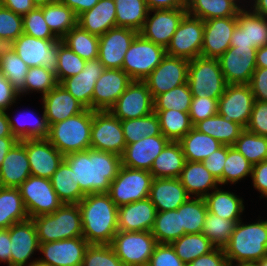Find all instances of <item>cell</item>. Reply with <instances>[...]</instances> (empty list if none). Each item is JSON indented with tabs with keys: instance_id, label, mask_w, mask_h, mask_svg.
I'll use <instances>...</instances> for the list:
<instances>
[{
	"instance_id": "3957f363",
	"label": "cell",
	"mask_w": 267,
	"mask_h": 266,
	"mask_svg": "<svg viewBox=\"0 0 267 266\" xmlns=\"http://www.w3.org/2000/svg\"><path fill=\"white\" fill-rule=\"evenodd\" d=\"M228 265L258 262L267 255V219L235 225L228 244L223 248Z\"/></svg>"
},
{
	"instance_id": "11a10c76",
	"label": "cell",
	"mask_w": 267,
	"mask_h": 266,
	"mask_svg": "<svg viewBox=\"0 0 267 266\" xmlns=\"http://www.w3.org/2000/svg\"><path fill=\"white\" fill-rule=\"evenodd\" d=\"M238 221L226 220L212 213H207L202 233L216 248H224L234 231Z\"/></svg>"
},
{
	"instance_id": "f6af8a7d",
	"label": "cell",
	"mask_w": 267,
	"mask_h": 266,
	"mask_svg": "<svg viewBox=\"0 0 267 266\" xmlns=\"http://www.w3.org/2000/svg\"><path fill=\"white\" fill-rule=\"evenodd\" d=\"M160 122L161 133L169 140L178 142L192 128L189 113L178 110H154Z\"/></svg>"
},
{
	"instance_id": "6f0895ef",
	"label": "cell",
	"mask_w": 267,
	"mask_h": 266,
	"mask_svg": "<svg viewBox=\"0 0 267 266\" xmlns=\"http://www.w3.org/2000/svg\"><path fill=\"white\" fill-rule=\"evenodd\" d=\"M86 64V60L75 54L62 40H59L58 59L55 71V77L58 84L64 79L77 75Z\"/></svg>"
},
{
	"instance_id": "4316f807",
	"label": "cell",
	"mask_w": 267,
	"mask_h": 266,
	"mask_svg": "<svg viewBox=\"0 0 267 266\" xmlns=\"http://www.w3.org/2000/svg\"><path fill=\"white\" fill-rule=\"evenodd\" d=\"M104 69L103 64L98 58L86 61L81 72L64 79L60 84L86 109L92 110V96L95 83Z\"/></svg>"
},
{
	"instance_id": "7dc6e473",
	"label": "cell",
	"mask_w": 267,
	"mask_h": 266,
	"mask_svg": "<svg viewBox=\"0 0 267 266\" xmlns=\"http://www.w3.org/2000/svg\"><path fill=\"white\" fill-rule=\"evenodd\" d=\"M151 234L159 244H171L185 235L184 229L181 228L180 212L178 210L157 212Z\"/></svg>"
},
{
	"instance_id": "7402d4cb",
	"label": "cell",
	"mask_w": 267,
	"mask_h": 266,
	"mask_svg": "<svg viewBox=\"0 0 267 266\" xmlns=\"http://www.w3.org/2000/svg\"><path fill=\"white\" fill-rule=\"evenodd\" d=\"M20 142L26 148L31 175L51 179L64 160V155L47 138L24 139Z\"/></svg>"
},
{
	"instance_id": "484cf974",
	"label": "cell",
	"mask_w": 267,
	"mask_h": 266,
	"mask_svg": "<svg viewBox=\"0 0 267 266\" xmlns=\"http://www.w3.org/2000/svg\"><path fill=\"white\" fill-rule=\"evenodd\" d=\"M170 141L163 135L147 136L136 143L126 145L122 165L131 169L150 171L156 157Z\"/></svg>"
},
{
	"instance_id": "f5cc1de1",
	"label": "cell",
	"mask_w": 267,
	"mask_h": 266,
	"mask_svg": "<svg viewBox=\"0 0 267 266\" xmlns=\"http://www.w3.org/2000/svg\"><path fill=\"white\" fill-rule=\"evenodd\" d=\"M57 84L53 69L44 66L31 67L25 77L24 88L18 94L21 97V95L38 92L44 96Z\"/></svg>"
},
{
	"instance_id": "ffe728a7",
	"label": "cell",
	"mask_w": 267,
	"mask_h": 266,
	"mask_svg": "<svg viewBox=\"0 0 267 266\" xmlns=\"http://www.w3.org/2000/svg\"><path fill=\"white\" fill-rule=\"evenodd\" d=\"M139 34L127 27H114L99 36L98 59L104 68L122 69L125 53Z\"/></svg>"
},
{
	"instance_id": "e575fe53",
	"label": "cell",
	"mask_w": 267,
	"mask_h": 266,
	"mask_svg": "<svg viewBox=\"0 0 267 266\" xmlns=\"http://www.w3.org/2000/svg\"><path fill=\"white\" fill-rule=\"evenodd\" d=\"M185 163L180 143L170 141L156 157L149 172L153 178H178Z\"/></svg>"
},
{
	"instance_id": "680465c9",
	"label": "cell",
	"mask_w": 267,
	"mask_h": 266,
	"mask_svg": "<svg viewBox=\"0 0 267 266\" xmlns=\"http://www.w3.org/2000/svg\"><path fill=\"white\" fill-rule=\"evenodd\" d=\"M23 16H20L4 6H0V41L9 46L23 34Z\"/></svg>"
},
{
	"instance_id": "5803f987",
	"label": "cell",
	"mask_w": 267,
	"mask_h": 266,
	"mask_svg": "<svg viewBox=\"0 0 267 266\" xmlns=\"http://www.w3.org/2000/svg\"><path fill=\"white\" fill-rule=\"evenodd\" d=\"M30 266H46V265L36 262V263H32Z\"/></svg>"
},
{
	"instance_id": "03108f58",
	"label": "cell",
	"mask_w": 267,
	"mask_h": 266,
	"mask_svg": "<svg viewBox=\"0 0 267 266\" xmlns=\"http://www.w3.org/2000/svg\"><path fill=\"white\" fill-rule=\"evenodd\" d=\"M226 158L227 145H222L202 161L206 169L217 179L220 186H222V174Z\"/></svg>"
},
{
	"instance_id": "9f6ffc18",
	"label": "cell",
	"mask_w": 267,
	"mask_h": 266,
	"mask_svg": "<svg viewBox=\"0 0 267 266\" xmlns=\"http://www.w3.org/2000/svg\"><path fill=\"white\" fill-rule=\"evenodd\" d=\"M252 164L233 146L227 145V158L224 163L222 185L236 184L251 176Z\"/></svg>"
},
{
	"instance_id": "52a82bcc",
	"label": "cell",
	"mask_w": 267,
	"mask_h": 266,
	"mask_svg": "<svg viewBox=\"0 0 267 266\" xmlns=\"http://www.w3.org/2000/svg\"><path fill=\"white\" fill-rule=\"evenodd\" d=\"M157 244L149 231L118 230L110 245L124 266H147Z\"/></svg>"
},
{
	"instance_id": "8c879c8a",
	"label": "cell",
	"mask_w": 267,
	"mask_h": 266,
	"mask_svg": "<svg viewBox=\"0 0 267 266\" xmlns=\"http://www.w3.org/2000/svg\"><path fill=\"white\" fill-rule=\"evenodd\" d=\"M149 10L154 9H187L186 0H145Z\"/></svg>"
},
{
	"instance_id": "d6a6232c",
	"label": "cell",
	"mask_w": 267,
	"mask_h": 266,
	"mask_svg": "<svg viewBox=\"0 0 267 266\" xmlns=\"http://www.w3.org/2000/svg\"><path fill=\"white\" fill-rule=\"evenodd\" d=\"M178 179L188 195L194 198H204L220 185L202 162L186 161Z\"/></svg>"
},
{
	"instance_id": "67dfc351",
	"label": "cell",
	"mask_w": 267,
	"mask_h": 266,
	"mask_svg": "<svg viewBox=\"0 0 267 266\" xmlns=\"http://www.w3.org/2000/svg\"><path fill=\"white\" fill-rule=\"evenodd\" d=\"M232 3H234L240 10H247V8H248V6L250 5V1H251V5H252V1L253 0H249V1H246V0H242V1H244V2H247V3H249V4H247L246 5V7H245V5L244 4H242V5H240L239 3H242V1L241 0H230ZM239 2V3H238Z\"/></svg>"
},
{
	"instance_id": "83f0119b",
	"label": "cell",
	"mask_w": 267,
	"mask_h": 266,
	"mask_svg": "<svg viewBox=\"0 0 267 266\" xmlns=\"http://www.w3.org/2000/svg\"><path fill=\"white\" fill-rule=\"evenodd\" d=\"M41 98L49 126L73 117L86 109L61 84H57Z\"/></svg>"
},
{
	"instance_id": "603a6c76",
	"label": "cell",
	"mask_w": 267,
	"mask_h": 266,
	"mask_svg": "<svg viewBox=\"0 0 267 266\" xmlns=\"http://www.w3.org/2000/svg\"><path fill=\"white\" fill-rule=\"evenodd\" d=\"M267 45V18L251 9L240 10L237 25L232 32L230 47H254Z\"/></svg>"
},
{
	"instance_id": "003e7915",
	"label": "cell",
	"mask_w": 267,
	"mask_h": 266,
	"mask_svg": "<svg viewBox=\"0 0 267 266\" xmlns=\"http://www.w3.org/2000/svg\"><path fill=\"white\" fill-rule=\"evenodd\" d=\"M249 86L254 95V100L267 101V68H256Z\"/></svg>"
},
{
	"instance_id": "5b68a950",
	"label": "cell",
	"mask_w": 267,
	"mask_h": 266,
	"mask_svg": "<svg viewBox=\"0 0 267 266\" xmlns=\"http://www.w3.org/2000/svg\"><path fill=\"white\" fill-rule=\"evenodd\" d=\"M31 219L36 227L39 243L83 236L78 204H62L54 213Z\"/></svg>"
},
{
	"instance_id": "09005b40",
	"label": "cell",
	"mask_w": 267,
	"mask_h": 266,
	"mask_svg": "<svg viewBox=\"0 0 267 266\" xmlns=\"http://www.w3.org/2000/svg\"><path fill=\"white\" fill-rule=\"evenodd\" d=\"M250 6L254 13L267 18V0H253Z\"/></svg>"
},
{
	"instance_id": "8fae6325",
	"label": "cell",
	"mask_w": 267,
	"mask_h": 266,
	"mask_svg": "<svg viewBox=\"0 0 267 266\" xmlns=\"http://www.w3.org/2000/svg\"><path fill=\"white\" fill-rule=\"evenodd\" d=\"M90 143L93 149L121 156L127 145L121 120L115 117L109 110H93Z\"/></svg>"
},
{
	"instance_id": "deb4b68c",
	"label": "cell",
	"mask_w": 267,
	"mask_h": 266,
	"mask_svg": "<svg viewBox=\"0 0 267 266\" xmlns=\"http://www.w3.org/2000/svg\"><path fill=\"white\" fill-rule=\"evenodd\" d=\"M32 2L36 7L40 8V7L46 6L48 4L60 2V0H32Z\"/></svg>"
},
{
	"instance_id": "44dd1931",
	"label": "cell",
	"mask_w": 267,
	"mask_h": 266,
	"mask_svg": "<svg viewBox=\"0 0 267 266\" xmlns=\"http://www.w3.org/2000/svg\"><path fill=\"white\" fill-rule=\"evenodd\" d=\"M132 81L122 69L105 68L95 83L92 110H109Z\"/></svg>"
},
{
	"instance_id": "9a60e30c",
	"label": "cell",
	"mask_w": 267,
	"mask_h": 266,
	"mask_svg": "<svg viewBox=\"0 0 267 266\" xmlns=\"http://www.w3.org/2000/svg\"><path fill=\"white\" fill-rule=\"evenodd\" d=\"M88 246L83 236L40 243L39 252L43 257L37 262L46 266H82Z\"/></svg>"
},
{
	"instance_id": "753ad0ef",
	"label": "cell",
	"mask_w": 267,
	"mask_h": 266,
	"mask_svg": "<svg viewBox=\"0 0 267 266\" xmlns=\"http://www.w3.org/2000/svg\"><path fill=\"white\" fill-rule=\"evenodd\" d=\"M2 6L20 16H24L36 8L32 0H3Z\"/></svg>"
},
{
	"instance_id": "f546056e",
	"label": "cell",
	"mask_w": 267,
	"mask_h": 266,
	"mask_svg": "<svg viewBox=\"0 0 267 266\" xmlns=\"http://www.w3.org/2000/svg\"><path fill=\"white\" fill-rule=\"evenodd\" d=\"M189 198L178 178H153L149 199L157 212L177 210Z\"/></svg>"
},
{
	"instance_id": "8992f818",
	"label": "cell",
	"mask_w": 267,
	"mask_h": 266,
	"mask_svg": "<svg viewBox=\"0 0 267 266\" xmlns=\"http://www.w3.org/2000/svg\"><path fill=\"white\" fill-rule=\"evenodd\" d=\"M193 97L219 99L228 85L218 59L199 56L190 60L188 80Z\"/></svg>"
},
{
	"instance_id": "277c9868",
	"label": "cell",
	"mask_w": 267,
	"mask_h": 266,
	"mask_svg": "<svg viewBox=\"0 0 267 266\" xmlns=\"http://www.w3.org/2000/svg\"><path fill=\"white\" fill-rule=\"evenodd\" d=\"M93 110L54 123L49 127L48 141L64 156L91 148Z\"/></svg>"
},
{
	"instance_id": "cb8c5ba5",
	"label": "cell",
	"mask_w": 267,
	"mask_h": 266,
	"mask_svg": "<svg viewBox=\"0 0 267 266\" xmlns=\"http://www.w3.org/2000/svg\"><path fill=\"white\" fill-rule=\"evenodd\" d=\"M9 234L11 266H30L32 263H36L38 258H35L32 262L30 259L35 254L34 252L39 251L40 243L32 219L13 224L9 227Z\"/></svg>"
},
{
	"instance_id": "ee69618b",
	"label": "cell",
	"mask_w": 267,
	"mask_h": 266,
	"mask_svg": "<svg viewBox=\"0 0 267 266\" xmlns=\"http://www.w3.org/2000/svg\"><path fill=\"white\" fill-rule=\"evenodd\" d=\"M171 246L185 264L208 254L216 248L203 233L185 234L173 241Z\"/></svg>"
},
{
	"instance_id": "74e56055",
	"label": "cell",
	"mask_w": 267,
	"mask_h": 266,
	"mask_svg": "<svg viewBox=\"0 0 267 266\" xmlns=\"http://www.w3.org/2000/svg\"><path fill=\"white\" fill-rule=\"evenodd\" d=\"M182 147L186 161L202 162L223 144L210 135L192 128L178 141Z\"/></svg>"
},
{
	"instance_id": "979ff035",
	"label": "cell",
	"mask_w": 267,
	"mask_h": 266,
	"mask_svg": "<svg viewBox=\"0 0 267 266\" xmlns=\"http://www.w3.org/2000/svg\"><path fill=\"white\" fill-rule=\"evenodd\" d=\"M256 68H267V45L256 51Z\"/></svg>"
},
{
	"instance_id": "4dcf8cb0",
	"label": "cell",
	"mask_w": 267,
	"mask_h": 266,
	"mask_svg": "<svg viewBox=\"0 0 267 266\" xmlns=\"http://www.w3.org/2000/svg\"><path fill=\"white\" fill-rule=\"evenodd\" d=\"M31 175L25 146L18 141L7 153L0 167L2 187L18 188Z\"/></svg>"
},
{
	"instance_id": "ba28073f",
	"label": "cell",
	"mask_w": 267,
	"mask_h": 266,
	"mask_svg": "<svg viewBox=\"0 0 267 266\" xmlns=\"http://www.w3.org/2000/svg\"><path fill=\"white\" fill-rule=\"evenodd\" d=\"M152 174L147 170L121 166L107 192L117 207L149 197Z\"/></svg>"
},
{
	"instance_id": "94428289",
	"label": "cell",
	"mask_w": 267,
	"mask_h": 266,
	"mask_svg": "<svg viewBox=\"0 0 267 266\" xmlns=\"http://www.w3.org/2000/svg\"><path fill=\"white\" fill-rule=\"evenodd\" d=\"M83 266H124L111 245L89 244Z\"/></svg>"
},
{
	"instance_id": "9c48e42d",
	"label": "cell",
	"mask_w": 267,
	"mask_h": 266,
	"mask_svg": "<svg viewBox=\"0 0 267 266\" xmlns=\"http://www.w3.org/2000/svg\"><path fill=\"white\" fill-rule=\"evenodd\" d=\"M166 49L138 34L125 53L122 70L132 80L143 81L161 62Z\"/></svg>"
},
{
	"instance_id": "f907efd6",
	"label": "cell",
	"mask_w": 267,
	"mask_h": 266,
	"mask_svg": "<svg viewBox=\"0 0 267 266\" xmlns=\"http://www.w3.org/2000/svg\"><path fill=\"white\" fill-rule=\"evenodd\" d=\"M121 126L127 145L136 143L141 138L147 136H158L162 134L159 118L155 112L140 118L123 120L121 121Z\"/></svg>"
},
{
	"instance_id": "603ad722",
	"label": "cell",
	"mask_w": 267,
	"mask_h": 266,
	"mask_svg": "<svg viewBox=\"0 0 267 266\" xmlns=\"http://www.w3.org/2000/svg\"><path fill=\"white\" fill-rule=\"evenodd\" d=\"M256 263L258 264V266H267V255Z\"/></svg>"
},
{
	"instance_id": "f1b7e54d",
	"label": "cell",
	"mask_w": 267,
	"mask_h": 266,
	"mask_svg": "<svg viewBox=\"0 0 267 266\" xmlns=\"http://www.w3.org/2000/svg\"><path fill=\"white\" fill-rule=\"evenodd\" d=\"M157 210L148 198L118 207V230L151 232Z\"/></svg>"
},
{
	"instance_id": "11e5206c",
	"label": "cell",
	"mask_w": 267,
	"mask_h": 266,
	"mask_svg": "<svg viewBox=\"0 0 267 266\" xmlns=\"http://www.w3.org/2000/svg\"><path fill=\"white\" fill-rule=\"evenodd\" d=\"M60 2L72 9L78 17L81 13L90 10L99 0H60Z\"/></svg>"
},
{
	"instance_id": "b9fcfbb0",
	"label": "cell",
	"mask_w": 267,
	"mask_h": 266,
	"mask_svg": "<svg viewBox=\"0 0 267 266\" xmlns=\"http://www.w3.org/2000/svg\"><path fill=\"white\" fill-rule=\"evenodd\" d=\"M2 137H14V136L11 132L6 111L0 110V138Z\"/></svg>"
},
{
	"instance_id": "db71d44e",
	"label": "cell",
	"mask_w": 267,
	"mask_h": 266,
	"mask_svg": "<svg viewBox=\"0 0 267 266\" xmlns=\"http://www.w3.org/2000/svg\"><path fill=\"white\" fill-rule=\"evenodd\" d=\"M193 95L188 83L174 87L153 99L154 110H178L189 113Z\"/></svg>"
},
{
	"instance_id": "7bdbcfd3",
	"label": "cell",
	"mask_w": 267,
	"mask_h": 266,
	"mask_svg": "<svg viewBox=\"0 0 267 266\" xmlns=\"http://www.w3.org/2000/svg\"><path fill=\"white\" fill-rule=\"evenodd\" d=\"M117 27H127L139 32L147 18L145 0H114Z\"/></svg>"
},
{
	"instance_id": "8d00e7d4",
	"label": "cell",
	"mask_w": 267,
	"mask_h": 266,
	"mask_svg": "<svg viewBox=\"0 0 267 266\" xmlns=\"http://www.w3.org/2000/svg\"><path fill=\"white\" fill-rule=\"evenodd\" d=\"M193 128L201 133L210 135L223 145L229 146L235 143L245 129L240 124L230 121L219 114L196 123Z\"/></svg>"
},
{
	"instance_id": "30bf717a",
	"label": "cell",
	"mask_w": 267,
	"mask_h": 266,
	"mask_svg": "<svg viewBox=\"0 0 267 266\" xmlns=\"http://www.w3.org/2000/svg\"><path fill=\"white\" fill-rule=\"evenodd\" d=\"M18 188L29 219L54 213L63 204L50 179L30 175Z\"/></svg>"
},
{
	"instance_id": "1f68e13d",
	"label": "cell",
	"mask_w": 267,
	"mask_h": 266,
	"mask_svg": "<svg viewBox=\"0 0 267 266\" xmlns=\"http://www.w3.org/2000/svg\"><path fill=\"white\" fill-rule=\"evenodd\" d=\"M114 0H99L90 10L77 17V25L90 34L101 36L116 25Z\"/></svg>"
},
{
	"instance_id": "34e18365",
	"label": "cell",
	"mask_w": 267,
	"mask_h": 266,
	"mask_svg": "<svg viewBox=\"0 0 267 266\" xmlns=\"http://www.w3.org/2000/svg\"><path fill=\"white\" fill-rule=\"evenodd\" d=\"M11 240L9 228L0 229V263H7L11 266Z\"/></svg>"
},
{
	"instance_id": "7a4b0ae2",
	"label": "cell",
	"mask_w": 267,
	"mask_h": 266,
	"mask_svg": "<svg viewBox=\"0 0 267 266\" xmlns=\"http://www.w3.org/2000/svg\"><path fill=\"white\" fill-rule=\"evenodd\" d=\"M78 207L86 241L89 244L110 245L118 232V207L108 193L86 195Z\"/></svg>"
},
{
	"instance_id": "ac0fdd59",
	"label": "cell",
	"mask_w": 267,
	"mask_h": 266,
	"mask_svg": "<svg viewBox=\"0 0 267 266\" xmlns=\"http://www.w3.org/2000/svg\"><path fill=\"white\" fill-rule=\"evenodd\" d=\"M152 12L154 14L152 15ZM150 14L152 16H150ZM187 14V9H154L149 10L139 34L146 40L163 46L169 45L173 34L181 20Z\"/></svg>"
},
{
	"instance_id": "2a66077c",
	"label": "cell",
	"mask_w": 267,
	"mask_h": 266,
	"mask_svg": "<svg viewBox=\"0 0 267 266\" xmlns=\"http://www.w3.org/2000/svg\"><path fill=\"white\" fill-rule=\"evenodd\" d=\"M18 142L15 137L0 138V167L9 150Z\"/></svg>"
},
{
	"instance_id": "f35d334b",
	"label": "cell",
	"mask_w": 267,
	"mask_h": 266,
	"mask_svg": "<svg viewBox=\"0 0 267 266\" xmlns=\"http://www.w3.org/2000/svg\"><path fill=\"white\" fill-rule=\"evenodd\" d=\"M29 219L19 188L0 187V229Z\"/></svg>"
},
{
	"instance_id": "d6986e66",
	"label": "cell",
	"mask_w": 267,
	"mask_h": 266,
	"mask_svg": "<svg viewBox=\"0 0 267 266\" xmlns=\"http://www.w3.org/2000/svg\"><path fill=\"white\" fill-rule=\"evenodd\" d=\"M254 47H230L218 62L227 84H249L256 69Z\"/></svg>"
},
{
	"instance_id": "2e32d148",
	"label": "cell",
	"mask_w": 267,
	"mask_h": 266,
	"mask_svg": "<svg viewBox=\"0 0 267 266\" xmlns=\"http://www.w3.org/2000/svg\"><path fill=\"white\" fill-rule=\"evenodd\" d=\"M109 111L121 121L140 118L154 112L153 98L147 84L133 80Z\"/></svg>"
},
{
	"instance_id": "4fadbf2b",
	"label": "cell",
	"mask_w": 267,
	"mask_h": 266,
	"mask_svg": "<svg viewBox=\"0 0 267 266\" xmlns=\"http://www.w3.org/2000/svg\"><path fill=\"white\" fill-rule=\"evenodd\" d=\"M189 63L187 59L166 54L160 64L143 80L152 98L187 83Z\"/></svg>"
},
{
	"instance_id": "7c38bea8",
	"label": "cell",
	"mask_w": 267,
	"mask_h": 266,
	"mask_svg": "<svg viewBox=\"0 0 267 266\" xmlns=\"http://www.w3.org/2000/svg\"><path fill=\"white\" fill-rule=\"evenodd\" d=\"M204 21L186 14L166 47V54L193 60L201 56Z\"/></svg>"
},
{
	"instance_id": "2644e50d",
	"label": "cell",
	"mask_w": 267,
	"mask_h": 266,
	"mask_svg": "<svg viewBox=\"0 0 267 266\" xmlns=\"http://www.w3.org/2000/svg\"><path fill=\"white\" fill-rule=\"evenodd\" d=\"M251 179L253 188L261 193V199L267 198V160L252 165Z\"/></svg>"
},
{
	"instance_id": "6125c7cd",
	"label": "cell",
	"mask_w": 267,
	"mask_h": 266,
	"mask_svg": "<svg viewBox=\"0 0 267 266\" xmlns=\"http://www.w3.org/2000/svg\"><path fill=\"white\" fill-rule=\"evenodd\" d=\"M218 100L209 97H193L189 116L193 126L206 118L218 114Z\"/></svg>"
},
{
	"instance_id": "a7ac6f4b",
	"label": "cell",
	"mask_w": 267,
	"mask_h": 266,
	"mask_svg": "<svg viewBox=\"0 0 267 266\" xmlns=\"http://www.w3.org/2000/svg\"><path fill=\"white\" fill-rule=\"evenodd\" d=\"M19 98L18 92L0 72V110L9 111L7 109L11 108Z\"/></svg>"
},
{
	"instance_id": "e0dca14e",
	"label": "cell",
	"mask_w": 267,
	"mask_h": 266,
	"mask_svg": "<svg viewBox=\"0 0 267 266\" xmlns=\"http://www.w3.org/2000/svg\"><path fill=\"white\" fill-rule=\"evenodd\" d=\"M254 101L249 84H228L218 100V114L246 128Z\"/></svg>"
},
{
	"instance_id": "5bb4252c",
	"label": "cell",
	"mask_w": 267,
	"mask_h": 266,
	"mask_svg": "<svg viewBox=\"0 0 267 266\" xmlns=\"http://www.w3.org/2000/svg\"><path fill=\"white\" fill-rule=\"evenodd\" d=\"M9 46L29 68L44 66L56 69L59 40H44L23 33Z\"/></svg>"
},
{
	"instance_id": "89a4df30",
	"label": "cell",
	"mask_w": 267,
	"mask_h": 266,
	"mask_svg": "<svg viewBox=\"0 0 267 266\" xmlns=\"http://www.w3.org/2000/svg\"><path fill=\"white\" fill-rule=\"evenodd\" d=\"M186 266H229L222 248H215L208 254L202 255Z\"/></svg>"
},
{
	"instance_id": "ab89813d",
	"label": "cell",
	"mask_w": 267,
	"mask_h": 266,
	"mask_svg": "<svg viewBox=\"0 0 267 266\" xmlns=\"http://www.w3.org/2000/svg\"><path fill=\"white\" fill-rule=\"evenodd\" d=\"M52 187L63 204H78L86 195L79 184L73 182V171L63 160L51 177Z\"/></svg>"
},
{
	"instance_id": "bcb514c9",
	"label": "cell",
	"mask_w": 267,
	"mask_h": 266,
	"mask_svg": "<svg viewBox=\"0 0 267 266\" xmlns=\"http://www.w3.org/2000/svg\"><path fill=\"white\" fill-rule=\"evenodd\" d=\"M61 40L86 61L98 58L99 36L90 34L79 25L73 27Z\"/></svg>"
},
{
	"instance_id": "b9f144b4",
	"label": "cell",
	"mask_w": 267,
	"mask_h": 266,
	"mask_svg": "<svg viewBox=\"0 0 267 266\" xmlns=\"http://www.w3.org/2000/svg\"><path fill=\"white\" fill-rule=\"evenodd\" d=\"M240 9L230 0H189L187 14L203 21L237 16Z\"/></svg>"
},
{
	"instance_id": "e7e4bbea",
	"label": "cell",
	"mask_w": 267,
	"mask_h": 266,
	"mask_svg": "<svg viewBox=\"0 0 267 266\" xmlns=\"http://www.w3.org/2000/svg\"><path fill=\"white\" fill-rule=\"evenodd\" d=\"M246 129L257 135L267 137V101H254Z\"/></svg>"
},
{
	"instance_id": "91938a15",
	"label": "cell",
	"mask_w": 267,
	"mask_h": 266,
	"mask_svg": "<svg viewBox=\"0 0 267 266\" xmlns=\"http://www.w3.org/2000/svg\"><path fill=\"white\" fill-rule=\"evenodd\" d=\"M23 33L44 40H59L50 30L43 15V10L36 7L23 16Z\"/></svg>"
},
{
	"instance_id": "d4e9b609",
	"label": "cell",
	"mask_w": 267,
	"mask_h": 266,
	"mask_svg": "<svg viewBox=\"0 0 267 266\" xmlns=\"http://www.w3.org/2000/svg\"><path fill=\"white\" fill-rule=\"evenodd\" d=\"M237 16L212 18L204 21L201 56L218 59L230 48L232 32Z\"/></svg>"
},
{
	"instance_id": "b62a3aed",
	"label": "cell",
	"mask_w": 267,
	"mask_h": 266,
	"mask_svg": "<svg viewBox=\"0 0 267 266\" xmlns=\"http://www.w3.org/2000/svg\"><path fill=\"white\" fill-rule=\"evenodd\" d=\"M229 266H258V264L256 262H248V263H238Z\"/></svg>"
},
{
	"instance_id": "836d02e7",
	"label": "cell",
	"mask_w": 267,
	"mask_h": 266,
	"mask_svg": "<svg viewBox=\"0 0 267 266\" xmlns=\"http://www.w3.org/2000/svg\"><path fill=\"white\" fill-rule=\"evenodd\" d=\"M207 211L226 220L240 221L245 209L244 199L233 192L216 188L204 197ZM242 213V214H241Z\"/></svg>"
},
{
	"instance_id": "c3c4849f",
	"label": "cell",
	"mask_w": 267,
	"mask_h": 266,
	"mask_svg": "<svg viewBox=\"0 0 267 266\" xmlns=\"http://www.w3.org/2000/svg\"><path fill=\"white\" fill-rule=\"evenodd\" d=\"M28 69V65L10 46H4L0 50V72L18 93L24 88Z\"/></svg>"
},
{
	"instance_id": "6da1fadb",
	"label": "cell",
	"mask_w": 267,
	"mask_h": 266,
	"mask_svg": "<svg viewBox=\"0 0 267 266\" xmlns=\"http://www.w3.org/2000/svg\"><path fill=\"white\" fill-rule=\"evenodd\" d=\"M64 161L85 195L107 193L122 166L121 156L93 148L67 154Z\"/></svg>"
},
{
	"instance_id": "d590c367",
	"label": "cell",
	"mask_w": 267,
	"mask_h": 266,
	"mask_svg": "<svg viewBox=\"0 0 267 266\" xmlns=\"http://www.w3.org/2000/svg\"><path fill=\"white\" fill-rule=\"evenodd\" d=\"M42 110H43V114L40 117L37 118V116L35 117V113H33L32 111L30 112L29 110H27L26 112H19L18 115L19 117L15 116L14 119L13 117H10V115L7 113V118H8V122L10 124V128H11V132L13 134V136L18 140H24V139H37V138H47L48 134H49V124L47 121V118L45 116V112L42 106ZM24 113V114H23ZM30 113V114H29ZM26 120L22 119L23 116ZM27 115V116H26ZM22 116V117H20ZM16 119V120H15ZM32 120V121H31Z\"/></svg>"
},
{
	"instance_id": "681fc988",
	"label": "cell",
	"mask_w": 267,
	"mask_h": 266,
	"mask_svg": "<svg viewBox=\"0 0 267 266\" xmlns=\"http://www.w3.org/2000/svg\"><path fill=\"white\" fill-rule=\"evenodd\" d=\"M177 210L180 212L181 228L186 234L202 233L208 213L204 198L190 197Z\"/></svg>"
},
{
	"instance_id": "816d5d0a",
	"label": "cell",
	"mask_w": 267,
	"mask_h": 266,
	"mask_svg": "<svg viewBox=\"0 0 267 266\" xmlns=\"http://www.w3.org/2000/svg\"><path fill=\"white\" fill-rule=\"evenodd\" d=\"M232 146L252 165L267 160V137L257 135L246 128Z\"/></svg>"
},
{
	"instance_id": "be15d7a7",
	"label": "cell",
	"mask_w": 267,
	"mask_h": 266,
	"mask_svg": "<svg viewBox=\"0 0 267 266\" xmlns=\"http://www.w3.org/2000/svg\"><path fill=\"white\" fill-rule=\"evenodd\" d=\"M147 266H186L171 244H157Z\"/></svg>"
},
{
	"instance_id": "60d3db41",
	"label": "cell",
	"mask_w": 267,
	"mask_h": 266,
	"mask_svg": "<svg viewBox=\"0 0 267 266\" xmlns=\"http://www.w3.org/2000/svg\"><path fill=\"white\" fill-rule=\"evenodd\" d=\"M41 8L46 23L59 40L77 25L75 12L61 2L48 4Z\"/></svg>"
}]
</instances>
